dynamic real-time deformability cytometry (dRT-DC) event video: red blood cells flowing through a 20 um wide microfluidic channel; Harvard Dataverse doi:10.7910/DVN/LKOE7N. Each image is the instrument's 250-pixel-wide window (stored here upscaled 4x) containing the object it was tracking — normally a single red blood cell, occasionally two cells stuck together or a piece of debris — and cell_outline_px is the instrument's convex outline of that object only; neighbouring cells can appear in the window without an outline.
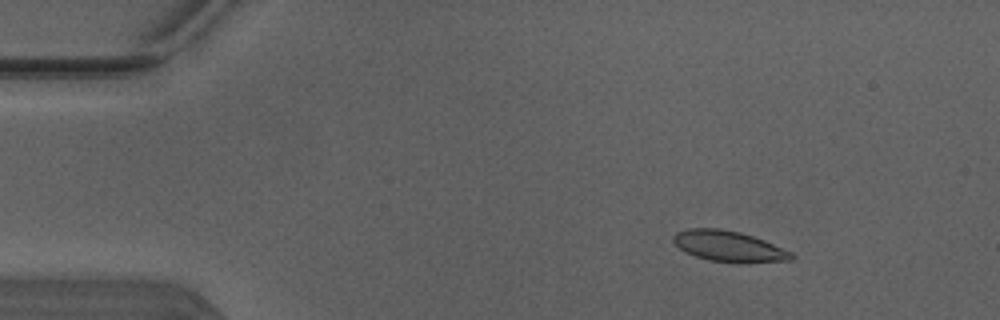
{"species": "Egyptian fruit bat (a non-hibernating species)", "species_latin": "Rousettus aegyptiacus", "temperature_condition": "warm", "stored_images_in_passage": 20, "camera_frame_rate_fps": 3000, "um_per_image_px": 0.085, "animal": {"sex": "male"}, "frame": {"image": 1, "passage_image": 6, "time_ms": 1.667, "image_size_px": [1000, 320], "cell_outline_px": [[796, 256], [792, 260], [708, 260], [684, 252], [672, 240], [672, 236], [676, 232], [688, 228], [720, 228], [740, 232], [764, 240], [792, 252]], "centroid_in_image_um": [61.87, 20.87], "position_along_channel_um": 23.1, "area_um2": 20.29}}
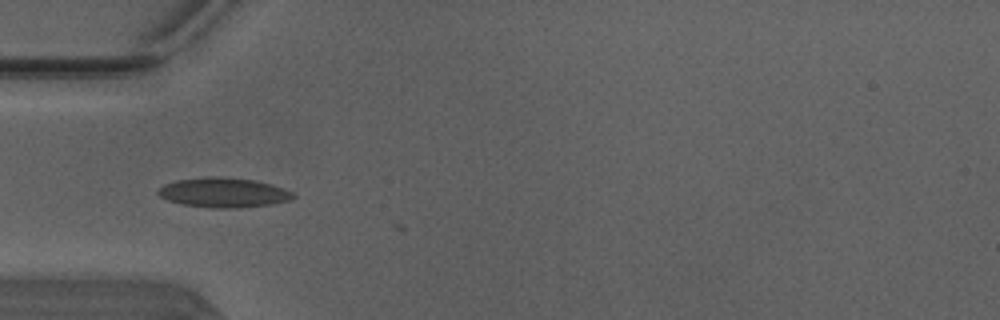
{"frame": {"image": 2, "passage_image": 15, "time_ms": 4.667, "image_size_px": [1000, 320], "cell_outline_px": [[296, 196], [292, 200], [272, 204], [240, 208], [212, 208], [180, 204], [168, 200], [160, 196], [156, 192], [156, 188], [164, 184], [176, 180], [208, 176], [216, 176], [256, 180], [272, 184], [284, 188], [292, 192]], "centroid_in_image_um": [19.0, 16.37], "position_along_channel_um": 66.0, "area_um2": 23.76}}
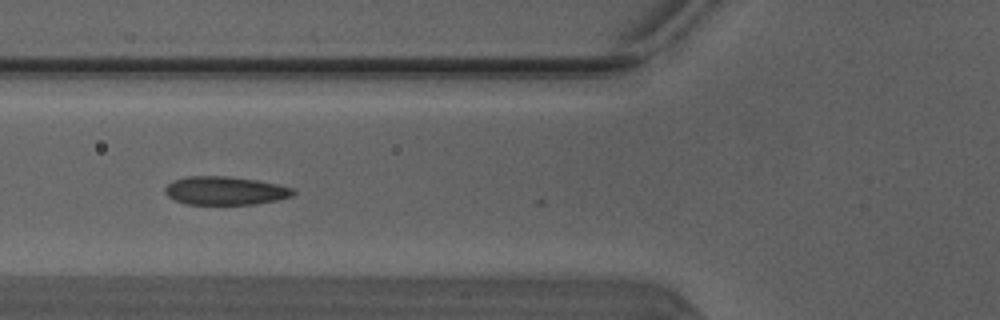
{"frame": {"image": 3, "passage_image": 18, "time_ms": 5.667, "image_size_px": [1000, 320], "cell_outline_px": [[296, 192], [292, 196], [276, 200], [256, 204], [188, 204], [172, 200], [164, 192], [164, 188], [172, 180], [188, 176], [228, 176], [256, 180], [296, 188]], "centroid_in_image_um": [19.13, 16.2], "position_along_channel_um": 106.7, "area_um2": 21.33}}